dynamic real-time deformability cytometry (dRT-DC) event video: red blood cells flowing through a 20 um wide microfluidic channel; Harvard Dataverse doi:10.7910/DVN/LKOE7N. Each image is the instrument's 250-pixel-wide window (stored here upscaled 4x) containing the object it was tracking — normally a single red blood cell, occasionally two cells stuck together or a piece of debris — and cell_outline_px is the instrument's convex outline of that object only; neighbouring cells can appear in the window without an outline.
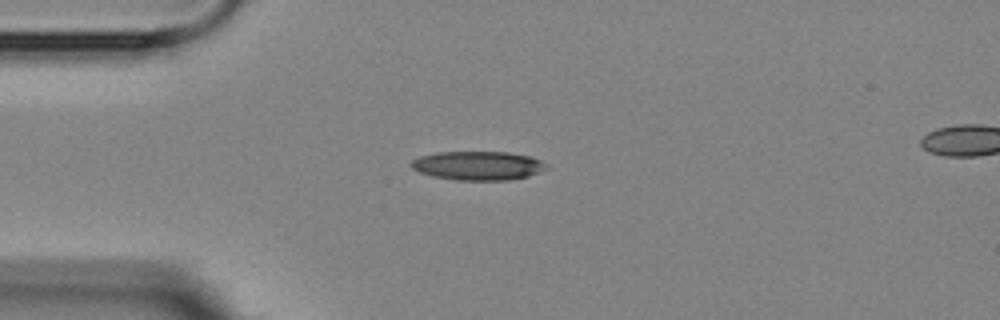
{"species": "Egyptian fruit bat (a non-hibernating species)", "species_latin": "Rousettus aegyptiacus", "temperature_condition": "room temperature", "stored_images_in_passage": 13, "camera_frame_rate_fps": 3000, "um_per_image_px": 0.085, "animal": {"sex": "female"}, "frame": {"image": 1, "passage_image": 1, "time_ms": 0.0, "image_size_px": [1000, 320], "cell_outline_px": [[548, 168], [528, 176], [508, 180], [456, 180], [432, 176], [420, 172], [412, 168], [408, 164], [412, 160], [420, 156], [436, 152], [508, 152], [532, 156], [548, 164]], "centroid_in_image_um": [40.63, 14.07], "position_along_channel_um": 44.4, "area_um2": 22.89}}
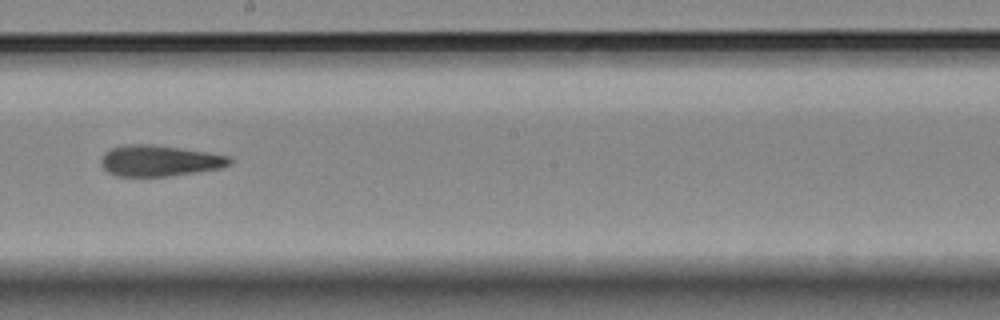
{"frame": {"image": 2, "passage_image": 6, "time_ms": 5.667, "image_size_px": [1000, 320], "cell_outline_px": [[232, 164], [220, 168], [164, 176], [116, 176], [108, 172], [100, 164], [100, 160], [104, 152], [112, 148], [128, 144], [152, 144], [208, 152], [228, 156], [232, 160]], "centroid_in_image_um": [13.52, 13.65], "position_along_channel_um": 234.7, "area_um2": 23.06}}
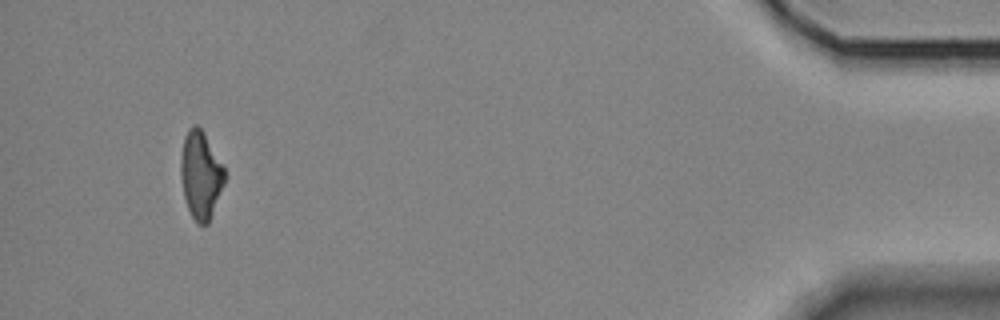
{"frame": {"image": 3, "passage_image": 11, "time_ms": 12.667, "image_size_px": [1000, 320], "cell_outline_px": [[228, 176], [208, 224], [196, 224], [188, 208], [184, 196], [180, 176], [180, 160], [184, 136], [188, 128], [192, 124], [196, 124], [204, 132], [224, 168]], "centroid_in_image_um": [17.06, 14.87], "position_along_channel_um": 418.1, "area_um2": 22.66}, "authors_computed_cell_mechanics": {"area_um2": 23.0622, "velocity_mm_per_s": 3.6549, "shape_relaxation_time_tau1_ms": null, "shape_relaxation_time_tau2_ms": 3.0555, "deformation_change_tau1": null, "deformation_change_tau2": 0.1036}}